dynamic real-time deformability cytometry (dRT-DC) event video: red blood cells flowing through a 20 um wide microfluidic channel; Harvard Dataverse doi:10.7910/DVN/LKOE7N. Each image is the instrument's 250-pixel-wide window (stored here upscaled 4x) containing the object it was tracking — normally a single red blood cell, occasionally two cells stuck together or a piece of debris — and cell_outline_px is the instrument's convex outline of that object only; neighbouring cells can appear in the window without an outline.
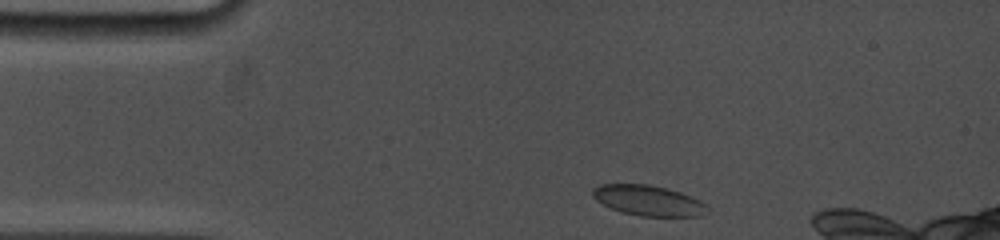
{"species": "common noctule bat (a hibernating species)", "species_latin": "Nyctalus noctula", "temperature_condition": "cold", "stored_images_in_passage": 38, "camera_frame_rate_fps": 5000, "um_per_image_px": 0.085, "animal": {"sex": "female", "body_mass_g": 19.0, "forearm_length_mm": 53.3}, "frame": {"image": 1, "passage_image": 2, "time_ms": 0.4, "image_size_px": [1000, 240], "cell_outline_px": [[708, 204], [704, 216], [640, 216], [624, 212], [612, 208], [596, 200], [592, 196], [592, 188], [600, 184], [648, 184], [668, 188], [680, 192], [700, 200]], "centroid_in_image_um": [55.12, 17.03], "position_along_channel_um": 29.9, "area_um2": 20.29}}
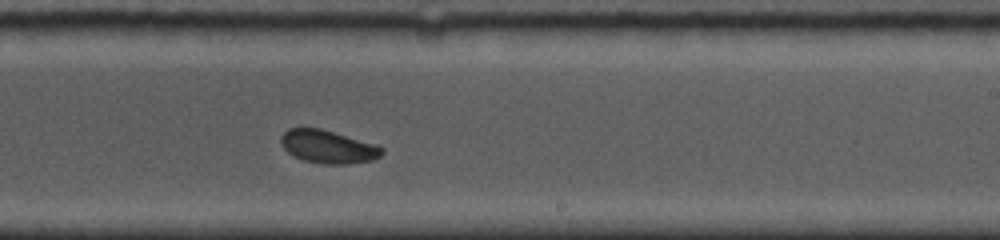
{"frame": {"image": 2, "passage_image": 23, "time_ms": 7.8, "image_size_px": [1000, 240], "cell_outline_px": [[384, 152], [380, 156], [372, 160], [352, 164], [324, 164], [304, 160], [288, 152], [280, 144], [280, 136], [288, 128], [320, 128], [376, 144], [384, 148]], "centroid_in_image_um": [27.89, 12.47], "position_along_channel_um": 261.1, "area_um2": 19.48}}
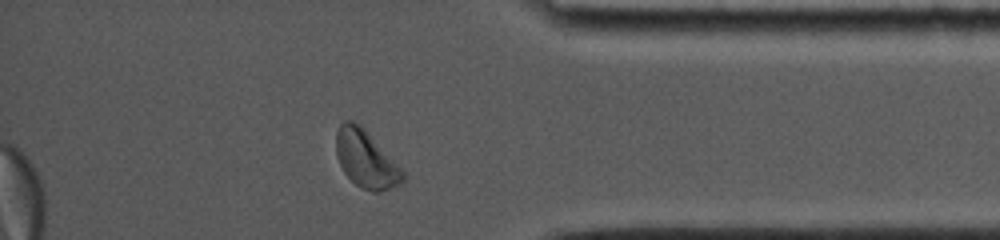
{"frame": {"image": 3, "passage_image": 35, "time_ms": 11.8, "image_size_px": [1000, 240], "cell_outline_px": [[404, 180], [400, 184], [380, 192], [372, 192], [360, 188], [344, 172], [336, 156], [336, 132], [340, 124], [344, 120], [352, 120], [360, 124], [364, 128], [404, 172]], "centroid_in_image_um": [31.08, 13.52], "position_along_channel_um": 404.1, "area_um2": 22.08}, "authors_computed_cell_mechanics": {"area_um2": 20.1433, "velocity_mm_per_s": 3.753, "shape_relaxation_time_tau1_ms": 3.6167, "shape_relaxation_time_tau2_ms": null, "deformation_change_tau1": 0.0981, "deformation_change_tau2": null}}